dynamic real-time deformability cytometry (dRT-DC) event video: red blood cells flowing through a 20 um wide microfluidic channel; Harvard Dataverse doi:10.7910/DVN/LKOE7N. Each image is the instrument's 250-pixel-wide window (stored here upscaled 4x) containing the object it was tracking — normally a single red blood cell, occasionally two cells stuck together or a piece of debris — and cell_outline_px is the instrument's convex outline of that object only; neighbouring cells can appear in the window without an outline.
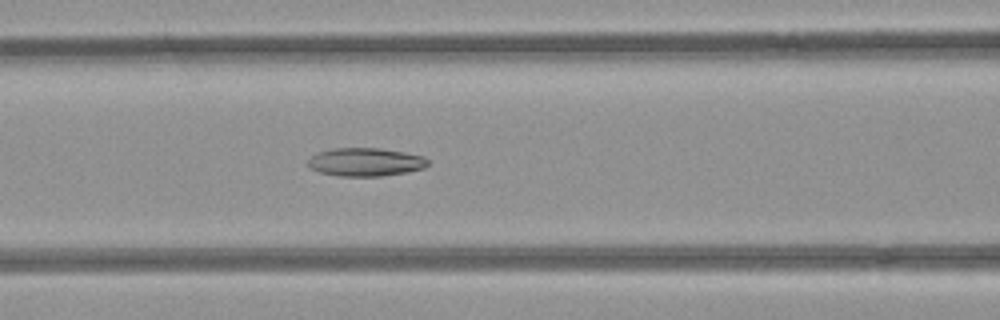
{"species": "common noctule bat (a hibernating species)", "species_latin": "Nyctalus noctula", "temperature_condition": "room temperature", "stored_images_in_passage": 52, "camera_frame_rate_fps": 3000, "um_per_image_px": 0.085, "animal": {"sex": "female", "body_mass_g": 21.9}, "frame": {"image": 1, "passage_image": 22, "time_ms": 7.0, "image_size_px": [1000, 320], "cell_outline_px": [[428, 164], [424, 168], [408, 172], [380, 176], [336, 176], [320, 172], [308, 168], [308, 160], [312, 156], [320, 152], [332, 148], [380, 148], [404, 152], [424, 156], [428, 160]], "centroid_in_image_um": [31.07, 13.77], "position_along_channel_um": 135.5, "area_um2": 19.83}}
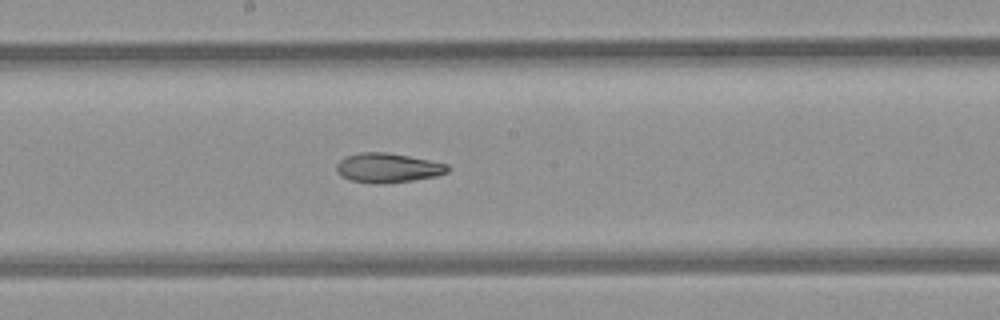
{"frame": {"image": 2, "passage_image": 28, "time_ms": 9.0, "image_size_px": [1000, 320], "cell_outline_px": [[448, 172], [436, 176], [412, 180], [380, 184], [372, 184], [348, 180], [340, 176], [336, 172], [336, 164], [344, 156], [360, 152], [384, 152], [408, 156], [448, 164]], "centroid_in_image_um": [32.89, 14.27], "position_along_channel_um": 215.3, "area_um2": 19.19}}
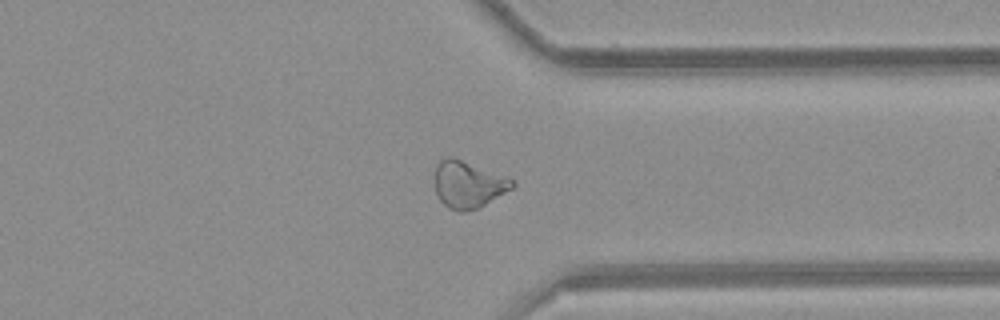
{"frame": {"image": 3, "passage_image": 40, "time_ms": 13.0, "image_size_px": [1000, 320], "cell_outline_px": [[516, 184], [512, 188], [484, 204], [476, 208], [464, 212], [460, 212], [448, 208], [440, 200], [436, 192], [436, 164], [440, 160], [448, 156], [452, 156], [512, 180]], "centroid_in_image_um": [39.74, 15.69], "position_along_channel_um": 371.7, "area_um2": 20.52}, "authors_computed_cell_mechanics": {"area_um2": 22.0796, "velocity_mm_per_s": 3.9798, "shape_relaxation_time_tau1_ms": null, "shape_relaxation_time_tau2_ms": 5.1798, "deformation_change_tau1": null, "deformation_change_tau2": 0.1295}}